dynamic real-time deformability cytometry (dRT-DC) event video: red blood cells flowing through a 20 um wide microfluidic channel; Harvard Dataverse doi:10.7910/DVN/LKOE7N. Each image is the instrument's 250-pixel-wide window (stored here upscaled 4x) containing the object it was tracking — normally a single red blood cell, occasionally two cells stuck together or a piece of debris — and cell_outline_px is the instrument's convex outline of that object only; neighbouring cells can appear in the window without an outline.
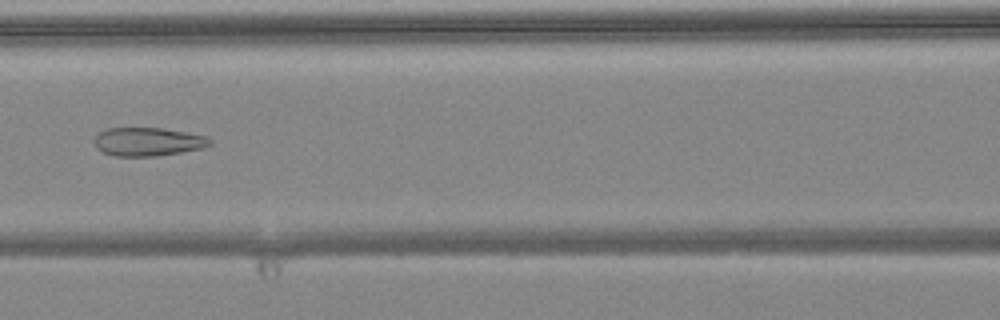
{"species": "common noctule bat (a hibernating species)", "species_latin": "Nyctalus noctula", "temperature_condition": "warm", "stored_images_in_passage": 7, "camera_frame_rate_fps": 3000, "um_per_image_px": 0.085, "animal": {"sex": "female", "body_mass_g": 24.6, "forearm_length_mm": 56.2}, "frame": {"image": 1, "passage_image": 7, "time_ms": 2.0, "image_size_px": [1000, 320], "cell_outline_px": [[212, 144], [204, 148], [156, 156], [116, 156], [104, 152], [96, 148], [92, 140], [100, 132], [108, 128], [164, 128], [208, 136], [212, 140]], "centroid_in_image_um": [12.59, 12.04], "position_along_channel_um": 154.0, "area_um2": 19.31}}